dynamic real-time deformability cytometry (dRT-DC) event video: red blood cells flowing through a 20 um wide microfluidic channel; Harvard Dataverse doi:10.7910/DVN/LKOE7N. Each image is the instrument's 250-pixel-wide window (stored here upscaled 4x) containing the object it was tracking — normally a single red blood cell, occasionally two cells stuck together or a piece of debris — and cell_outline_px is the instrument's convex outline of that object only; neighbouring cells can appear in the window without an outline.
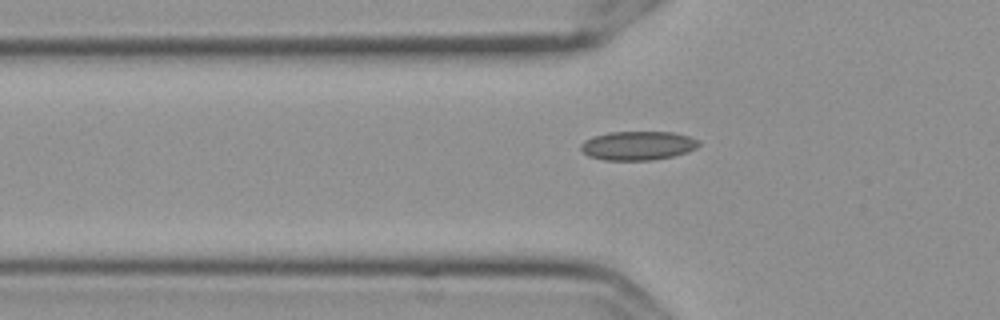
{"species": "Egyptian fruit bat (a non-hibernating species)", "species_latin": "Rousettus aegyptiacus", "temperature_condition": "cold", "stored_images_in_passage": 41, "camera_frame_rate_fps": 3000, "um_per_image_px": 0.085, "frame": {"image": 1, "passage_image": 9, "time_ms": 2.667, "image_size_px": [1000, 320], "cell_outline_px": [[700, 144], [696, 148], [688, 152], [672, 156], [652, 160], [604, 160], [588, 156], [580, 148], [580, 144], [584, 140], [592, 136], [608, 132], [672, 132], [688, 136], [700, 140]], "centroid_in_image_um": [54.21, 12.37], "position_along_channel_um": 71.6, "area_um2": 20.0}}
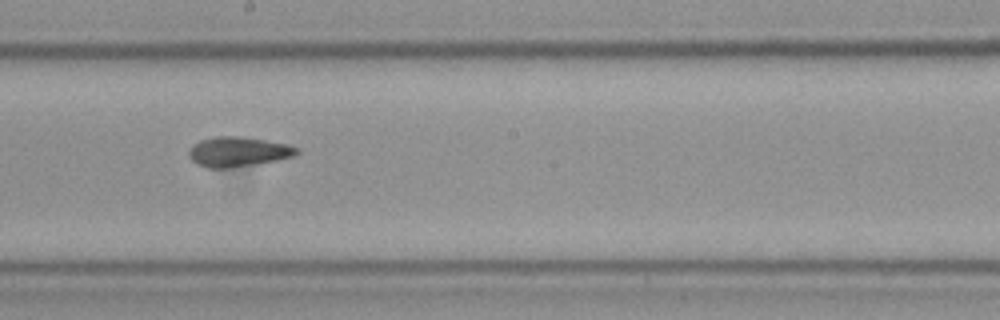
{"frame": {"image": 2, "passage_image": 22, "time_ms": 7.0, "image_size_px": [1000, 320], "cell_outline_px": [[300, 152], [296, 156], [276, 160], [252, 164], [224, 168], [208, 168], [196, 164], [188, 156], [188, 152], [192, 144], [200, 140], [212, 136], [244, 136], [288, 144], [300, 148]], "centroid_in_image_um": [20.24, 12.88], "position_along_channel_um": 228.0, "area_um2": 18.96}}
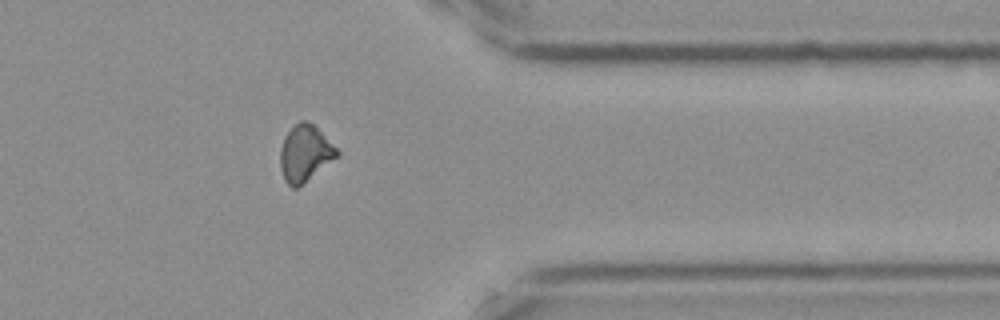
{"frame": {"image": 3, "passage_image": 36, "time_ms": 11.667, "image_size_px": [1000, 320], "cell_outline_px": [[340, 152], [336, 156], [296, 188], [292, 188], [284, 180], [280, 168], [280, 148], [284, 136], [300, 120], [308, 120]], "centroid_in_image_um": [25.86, 13.02], "position_along_channel_um": 385.5, "area_um2": 17.98}}